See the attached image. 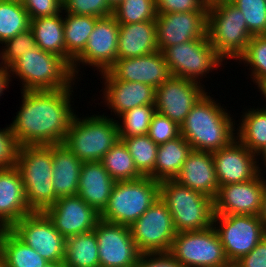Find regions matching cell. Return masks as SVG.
<instances>
[{"mask_svg": "<svg viewBox=\"0 0 266 267\" xmlns=\"http://www.w3.org/2000/svg\"><path fill=\"white\" fill-rule=\"evenodd\" d=\"M107 71L116 80L140 82L154 88L172 76L165 56L159 50L136 58L117 59Z\"/></svg>", "mask_w": 266, "mask_h": 267, "instance_id": "cell-21", "label": "cell"}, {"mask_svg": "<svg viewBox=\"0 0 266 267\" xmlns=\"http://www.w3.org/2000/svg\"><path fill=\"white\" fill-rule=\"evenodd\" d=\"M207 36L215 51L225 60L238 59L253 37L242 11L229 0L208 3Z\"/></svg>", "mask_w": 266, "mask_h": 267, "instance_id": "cell-5", "label": "cell"}, {"mask_svg": "<svg viewBox=\"0 0 266 267\" xmlns=\"http://www.w3.org/2000/svg\"><path fill=\"white\" fill-rule=\"evenodd\" d=\"M175 180L192 190L215 199L219 185L212 153L192 150Z\"/></svg>", "mask_w": 266, "mask_h": 267, "instance_id": "cell-24", "label": "cell"}, {"mask_svg": "<svg viewBox=\"0 0 266 267\" xmlns=\"http://www.w3.org/2000/svg\"><path fill=\"white\" fill-rule=\"evenodd\" d=\"M62 14L80 16L107 17L112 15L113 8L106 0H64Z\"/></svg>", "mask_w": 266, "mask_h": 267, "instance_id": "cell-41", "label": "cell"}, {"mask_svg": "<svg viewBox=\"0 0 266 267\" xmlns=\"http://www.w3.org/2000/svg\"><path fill=\"white\" fill-rule=\"evenodd\" d=\"M108 117L75 114L63 144L82 162L101 161L120 139L117 120Z\"/></svg>", "mask_w": 266, "mask_h": 267, "instance_id": "cell-7", "label": "cell"}, {"mask_svg": "<svg viewBox=\"0 0 266 267\" xmlns=\"http://www.w3.org/2000/svg\"><path fill=\"white\" fill-rule=\"evenodd\" d=\"M168 253L183 267H224L229 264L214 226L177 233Z\"/></svg>", "mask_w": 266, "mask_h": 267, "instance_id": "cell-10", "label": "cell"}, {"mask_svg": "<svg viewBox=\"0 0 266 267\" xmlns=\"http://www.w3.org/2000/svg\"><path fill=\"white\" fill-rule=\"evenodd\" d=\"M241 116L236 139L257 155L266 145V107L247 109Z\"/></svg>", "mask_w": 266, "mask_h": 267, "instance_id": "cell-32", "label": "cell"}, {"mask_svg": "<svg viewBox=\"0 0 266 267\" xmlns=\"http://www.w3.org/2000/svg\"><path fill=\"white\" fill-rule=\"evenodd\" d=\"M15 167L23 180L25 199L32 212H44L58 197L52 180L53 145L18 147Z\"/></svg>", "mask_w": 266, "mask_h": 267, "instance_id": "cell-3", "label": "cell"}, {"mask_svg": "<svg viewBox=\"0 0 266 267\" xmlns=\"http://www.w3.org/2000/svg\"><path fill=\"white\" fill-rule=\"evenodd\" d=\"M72 85L68 88L23 91L22 105L9 125L18 147L63 144L76 114L72 109Z\"/></svg>", "mask_w": 266, "mask_h": 267, "instance_id": "cell-1", "label": "cell"}, {"mask_svg": "<svg viewBox=\"0 0 266 267\" xmlns=\"http://www.w3.org/2000/svg\"><path fill=\"white\" fill-rule=\"evenodd\" d=\"M3 59L9 67L14 61L25 55L26 52L37 47L34 34L30 28L17 34L14 38L8 39L3 43Z\"/></svg>", "mask_w": 266, "mask_h": 267, "instance_id": "cell-42", "label": "cell"}, {"mask_svg": "<svg viewBox=\"0 0 266 267\" xmlns=\"http://www.w3.org/2000/svg\"><path fill=\"white\" fill-rule=\"evenodd\" d=\"M61 13L63 10L54 16L30 19V29L34 34L37 47L56 54L66 61L64 17Z\"/></svg>", "mask_w": 266, "mask_h": 267, "instance_id": "cell-29", "label": "cell"}, {"mask_svg": "<svg viewBox=\"0 0 266 267\" xmlns=\"http://www.w3.org/2000/svg\"><path fill=\"white\" fill-rule=\"evenodd\" d=\"M10 230L48 262L63 263L66 239L44 212H31L16 222Z\"/></svg>", "mask_w": 266, "mask_h": 267, "instance_id": "cell-13", "label": "cell"}, {"mask_svg": "<svg viewBox=\"0 0 266 267\" xmlns=\"http://www.w3.org/2000/svg\"><path fill=\"white\" fill-rule=\"evenodd\" d=\"M159 198L171 212L177 233L213 226L214 199L207 195L170 179L160 182Z\"/></svg>", "mask_w": 266, "mask_h": 267, "instance_id": "cell-6", "label": "cell"}, {"mask_svg": "<svg viewBox=\"0 0 266 267\" xmlns=\"http://www.w3.org/2000/svg\"><path fill=\"white\" fill-rule=\"evenodd\" d=\"M191 151L190 144L182 135L160 144L157 149L154 174L151 178L159 182L175 179Z\"/></svg>", "mask_w": 266, "mask_h": 267, "instance_id": "cell-28", "label": "cell"}, {"mask_svg": "<svg viewBox=\"0 0 266 267\" xmlns=\"http://www.w3.org/2000/svg\"><path fill=\"white\" fill-rule=\"evenodd\" d=\"M157 47H167L207 36V11L158 14L155 19Z\"/></svg>", "mask_w": 266, "mask_h": 267, "instance_id": "cell-18", "label": "cell"}, {"mask_svg": "<svg viewBox=\"0 0 266 267\" xmlns=\"http://www.w3.org/2000/svg\"><path fill=\"white\" fill-rule=\"evenodd\" d=\"M112 15L119 24L155 20L156 0H122L113 8Z\"/></svg>", "mask_w": 266, "mask_h": 267, "instance_id": "cell-37", "label": "cell"}, {"mask_svg": "<svg viewBox=\"0 0 266 267\" xmlns=\"http://www.w3.org/2000/svg\"><path fill=\"white\" fill-rule=\"evenodd\" d=\"M157 14L207 11L206 0H156Z\"/></svg>", "mask_w": 266, "mask_h": 267, "instance_id": "cell-44", "label": "cell"}, {"mask_svg": "<svg viewBox=\"0 0 266 267\" xmlns=\"http://www.w3.org/2000/svg\"><path fill=\"white\" fill-rule=\"evenodd\" d=\"M8 68L10 76L20 78L23 91L64 89L79 78L74 77L71 66L62 57L39 47L26 52Z\"/></svg>", "mask_w": 266, "mask_h": 267, "instance_id": "cell-4", "label": "cell"}, {"mask_svg": "<svg viewBox=\"0 0 266 267\" xmlns=\"http://www.w3.org/2000/svg\"><path fill=\"white\" fill-rule=\"evenodd\" d=\"M258 89L261 92V95H263L264 99L266 100V82H264Z\"/></svg>", "mask_w": 266, "mask_h": 267, "instance_id": "cell-54", "label": "cell"}, {"mask_svg": "<svg viewBox=\"0 0 266 267\" xmlns=\"http://www.w3.org/2000/svg\"><path fill=\"white\" fill-rule=\"evenodd\" d=\"M0 70H4V69H9L8 66L6 65L4 59H3V49L0 51Z\"/></svg>", "mask_w": 266, "mask_h": 267, "instance_id": "cell-52", "label": "cell"}, {"mask_svg": "<svg viewBox=\"0 0 266 267\" xmlns=\"http://www.w3.org/2000/svg\"><path fill=\"white\" fill-rule=\"evenodd\" d=\"M63 16L66 62L72 67L73 61L84 51L99 18L69 13Z\"/></svg>", "mask_w": 266, "mask_h": 267, "instance_id": "cell-31", "label": "cell"}, {"mask_svg": "<svg viewBox=\"0 0 266 267\" xmlns=\"http://www.w3.org/2000/svg\"><path fill=\"white\" fill-rule=\"evenodd\" d=\"M213 226L229 263L248 254L266 236L260 217L254 215L214 214Z\"/></svg>", "mask_w": 266, "mask_h": 267, "instance_id": "cell-12", "label": "cell"}, {"mask_svg": "<svg viewBox=\"0 0 266 267\" xmlns=\"http://www.w3.org/2000/svg\"><path fill=\"white\" fill-rule=\"evenodd\" d=\"M224 267H236V265L234 263H229L228 265H226Z\"/></svg>", "mask_w": 266, "mask_h": 267, "instance_id": "cell-56", "label": "cell"}, {"mask_svg": "<svg viewBox=\"0 0 266 267\" xmlns=\"http://www.w3.org/2000/svg\"><path fill=\"white\" fill-rule=\"evenodd\" d=\"M133 157L138 172L143 177L154 174L158 144L147 134L136 137H119Z\"/></svg>", "mask_w": 266, "mask_h": 267, "instance_id": "cell-36", "label": "cell"}, {"mask_svg": "<svg viewBox=\"0 0 266 267\" xmlns=\"http://www.w3.org/2000/svg\"><path fill=\"white\" fill-rule=\"evenodd\" d=\"M205 93L204 84L171 76L156 88V112L180 126Z\"/></svg>", "mask_w": 266, "mask_h": 267, "instance_id": "cell-16", "label": "cell"}, {"mask_svg": "<svg viewBox=\"0 0 266 267\" xmlns=\"http://www.w3.org/2000/svg\"><path fill=\"white\" fill-rule=\"evenodd\" d=\"M120 26L113 15L96 21L84 51L73 61L72 72L76 78L80 63L96 68L100 73L107 71L117 60L118 34Z\"/></svg>", "mask_w": 266, "mask_h": 267, "instance_id": "cell-15", "label": "cell"}, {"mask_svg": "<svg viewBox=\"0 0 266 267\" xmlns=\"http://www.w3.org/2000/svg\"><path fill=\"white\" fill-rule=\"evenodd\" d=\"M82 163L64 144L53 145L52 185L58 198L78 194Z\"/></svg>", "mask_w": 266, "mask_h": 267, "instance_id": "cell-27", "label": "cell"}, {"mask_svg": "<svg viewBox=\"0 0 266 267\" xmlns=\"http://www.w3.org/2000/svg\"><path fill=\"white\" fill-rule=\"evenodd\" d=\"M31 212L18 169L15 166L0 169V229H10Z\"/></svg>", "mask_w": 266, "mask_h": 267, "instance_id": "cell-23", "label": "cell"}, {"mask_svg": "<svg viewBox=\"0 0 266 267\" xmlns=\"http://www.w3.org/2000/svg\"><path fill=\"white\" fill-rule=\"evenodd\" d=\"M119 26L117 59L136 58L158 51L155 20Z\"/></svg>", "mask_w": 266, "mask_h": 267, "instance_id": "cell-26", "label": "cell"}, {"mask_svg": "<svg viewBox=\"0 0 266 267\" xmlns=\"http://www.w3.org/2000/svg\"><path fill=\"white\" fill-rule=\"evenodd\" d=\"M96 234L100 267H135L141 255L129 226L99 220Z\"/></svg>", "mask_w": 266, "mask_h": 267, "instance_id": "cell-14", "label": "cell"}, {"mask_svg": "<svg viewBox=\"0 0 266 267\" xmlns=\"http://www.w3.org/2000/svg\"><path fill=\"white\" fill-rule=\"evenodd\" d=\"M207 93L193 106L180 125V135L192 150L212 153L236 139V127L227 109Z\"/></svg>", "mask_w": 266, "mask_h": 267, "instance_id": "cell-2", "label": "cell"}, {"mask_svg": "<svg viewBox=\"0 0 266 267\" xmlns=\"http://www.w3.org/2000/svg\"><path fill=\"white\" fill-rule=\"evenodd\" d=\"M260 172L252 180L222 185L214 199V214L259 216L266 179Z\"/></svg>", "mask_w": 266, "mask_h": 267, "instance_id": "cell-17", "label": "cell"}, {"mask_svg": "<svg viewBox=\"0 0 266 267\" xmlns=\"http://www.w3.org/2000/svg\"><path fill=\"white\" fill-rule=\"evenodd\" d=\"M256 156H258L257 157L258 161L260 159L259 157L261 156V159H263L262 160L263 162H261V163H264L263 165H265V167H266V145L263 147V149ZM265 172H266V170L263 173H265Z\"/></svg>", "mask_w": 266, "mask_h": 267, "instance_id": "cell-51", "label": "cell"}, {"mask_svg": "<svg viewBox=\"0 0 266 267\" xmlns=\"http://www.w3.org/2000/svg\"><path fill=\"white\" fill-rule=\"evenodd\" d=\"M163 54L172 76L199 84L200 79L223 66L224 59L215 51L208 36L167 47ZM216 68V69H215Z\"/></svg>", "mask_w": 266, "mask_h": 267, "instance_id": "cell-9", "label": "cell"}, {"mask_svg": "<svg viewBox=\"0 0 266 267\" xmlns=\"http://www.w3.org/2000/svg\"><path fill=\"white\" fill-rule=\"evenodd\" d=\"M236 267H266V236L248 254L234 262Z\"/></svg>", "mask_w": 266, "mask_h": 267, "instance_id": "cell-47", "label": "cell"}, {"mask_svg": "<svg viewBox=\"0 0 266 267\" xmlns=\"http://www.w3.org/2000/svg\"><path fill=\"white\" fill-rule=\"evenodd\" d=\"M147 135L158 145L173 140L180 135V126L159 113L152 117Z\"/></svg>", "mask_w": 266, "mask_h": 267, "instance_id": "cell-43", "label": "cell"}, {"mask_svg": "<svg viewBox=\"0 0 266 267\" xmlns=\"http://www.w3.org/2000/svg\"><path fill=\"white\" fill-rule=\"evenodd\" d=\"M63 264L67 267H100L98 244L94 231L66 239Z\"/></svg>", "mask_w": 266, "mask_h": 267, "instance_id": "cell-33", "label": "cell"}, {"mask_svg": "<svg viewBox=\"0 0 266 267\" xmlns=\"http://www.w3.org/2000/svg\"><path fill=\"white\" fill-rule=\"evenodd\" d=\"M129 227L141 254L169 252L177 234L171 212L160 198Z\"/></svg>", "mask_w": 266, "mask_h": 267, "instance_id": "cell-11", "label": "cell"}, {"mask_svg": "<svg viewBox=\"0 0 266 267\" xmlns=\"http://www.w3.org/2000/svg\"><path fill=\"white\" fill-rule=\"evenodd\" d=\"M115 182L101 161L83 162L77 195L101 213L108 203Z\"/></svg>", "mask_w": 266, "mask_h": 267, "instance_id": "cell-25", "label": "cell"}, {"mask_svg": "<svg viewBox=\"0 0 266 267\" xmlns=\"http://www.w3.org/2000/svg\"><path fill=\"white\" fill-rule=\"evenodd\" d=\"M26 9L29 19L54 16L63 10L61 0H20Z\"/></svg>", "mask_w": 266, "mask_h": 267, "instance_id": "cell-45", "label": "cell"}, {"mask_svg": "<svg viewBox=\"0 0 266 267\" xmlns=\"http://www.w3.org/2000/svg\"><path fill=\"white\" fill-rule=\"evenodd\" d=\"M264 228L266 230V182H265V188H264V193H263V200H262V207H261V212L259 215Z\"/></svg>", "mask_w": 266, "mask_h": 267, "instance_id": "cell-50", "label": "cell"}, {"mask_svg": "<svg viewBox=\"0 0 266 267\" xmlns=\"http://www.w3.org/2000/svg\"><path fill=\"white\" fill-rule=\"evenodd\" d=\"M100 75L105 86L102 98L111 112L118 117L137 106L155 105L156 88L153 86L116 80L108 71Z\"/></svg>", "mask_w": 266, "mask_h": 267, "instance_id": "cell-22", "label": "cell"}, {"mask_svg": "<svg viewBox=\"0 0 266 267\" xmlns=\"http://www.w3.org/2000/svg\"><path fill=\"white\" fill-rule=\"evenodd\" d=\"M250 66V78L259 88L266 82V35L253 36L245 52L236 60ZM247 64V65H246Z\"/></svg>", "mask_w": 266, "mask_h": 267, "instance_id": "cell-39", "label": "cell"}, {"mask_svg": "<svg viewBox=\"0 0 266 267\" xmlns=\"http://www.w3.org/2000/svg\"><path fill=\"white\" fill-rule=\"evenodd\" d=\"M0 258L4 267H44L48 262L10 229H0Z\"/></svg>", "mask_w": 266, "mask_h": 267, "instance_id": "cell-30", "label": "cell"}, {"mask_svg": "<svg viewBox=\"0 0 266 267\" xmlns=\"http://www.w3.org/2000/svg\"><path fill=\"white\" fill-rule=\"evenodd\" d=\"M212 155L219 187L252 180L262 171L256 154L237 139Z\"/></svg>", "mask_w": 266, "mask_h": 267, "instance_id": "cell-20", "label": "cell"}, {"mask_svg": "<svg viewBox=\"0 0 266 267\" xmlns=\"http://www.w3.org/2000/svg\"><path fill=\"white\" fill-rule=\"evenodd\" d=\"M18 145L10 127L0 128V169L15 166Z\"/></svg>", "mask_w": 266, "mask_h": 267, "instance_id": "cell-46", "label": "cell"}, {"mask_svg": "<svg viewBox=\"0 0 266 267\" xmlns=\"http://www.w3.org/2000/svg\"><path fill=\"white\" fill-rule=\"evenodd\" d=\"M109 5L114 8L119 2H121L122 0H106Z\"/></svg>", "mask_w": 266, "mask_h": 267, "instance_id": "cell-55", "label": "cell"}, {"mask_svg": "<svg viewBox=\"0 0 266 267\" xmlns=\"http://www.w3.org/2000/svg\"><path fill=\"white\" fill-rule=\"evenodd\" d=\"M44 213L65 239L93 231L100 220V213L78 195L59 197Z\"/></svg>", "mask_w": 266, "mask_h": 267, "instance_id": "cell-19", "label": "cell"}, {"mask_svg": "<svg viewBox=\"0 0 266 267\" xmlns=\"http://www.w3.org/2000/svg\"><path fill=\"white\" fill-rule=\"evenodd\" d=\"M0 267H4L1 258H0Z\"/></svg>", "mask_w": 266, "mask_h": 267, "instance_id": "cell-57", "label": "cell"}, {"mask_svg": "<svg viewBox=\"0 0 266 267\" xmlns=\"http://www.w3.org/2000/svg\"><path fill=\"white\" fill-rule=\"evenodd\" d=\"M240 9L253 36L266 35V0H229Z\"/></svg>", "mask_w": 266, "mask_h": 267, "instance_id": "cell-40", "label": "cell"}, {"mask_svg": "<svg viewBox=\"0 0 266 267\" xmlns=\"http://www.w3.org/2000/svg\"><path fill=\"white\" fill-rule=\"evenodd\" d=\"M101 162L115 181H132L143 177L138 172L133 157L121 139L105 153Z\"/></svg>", "mask_w": 266, "mask_h": 267, "instance_id": "cell-34", "label": "cell"}, {"mask_svg": "<svg viewBox=\"0 0 266 267\" xmlns=\"http://www.w3.org/2000/svg\"><path fill=\"white\" fill-rule=\"evenodd\" d=\"M206 1H207V3H211V2L217 1V0H206Z\"/></svg>", "mask_w": 266, "mask_h": 267, "instance_id": "cell-58", "label": "cell"}, {"mask_svg": "<svg viewBox=\"0 0 266 267\" xmlns=\"http://www.w3.org/2000/svg\"><path fill=\"white\" fill-rule=\"evenodd\" d=\"M156 113L155 105H141L121 114L117 120L119 137H136L148 133L153 115Z\"/></svg>", "mask_w": 266, "mask_h": 267, "instance_id": "cell-38", "label": "cell"}, {"mask_svg": "<svg viewBox=\"0 0 266 267\" xmlns=\"http://www.w3.org/2000/svg\"><path fill=\"white\" fill-rule=\"evenodd\" d=\"M135 267H183L168 252L141 254Z\"/></svg>", "mask_w": 266, "mask_h": 267, "instance_id": "cell-48", "label": "cell"}, {"mask_svg": "<svg viewBox=\"0 0 266 267\" xmlns=\"http://www.w3.org/2000/svg\"><path fill=\"white\" fill-rule=\"evenodd\" d=\"M30 28V19L20 0H0V44Z\"/></svg>", "mask_w": 266, "mask_h": 267, "instance_id": "cell-35", "label": "cell"}, {"mask_svg": "<svg viewBox=\"0 0 266 267\" xmlns=\"http://www.w3.org/2000/svg\"><path fill=\"white\" fill-rule=\"evenodd\" d=\"M12 76H10V72L9 69H4V70H0V97L4 94V90H6L7 88H9V84L11 79L10 78Z\"/></svg>", "mask_w": 266, "mask_h": 267, "instance_id": "cell-49", "label": "cell"}, {"mask_svg": "<svg viewBox=\"0 0 266 267\" xmlns=\"http://www.w3.org/2000/svg\"><path fill=\"white\" fill-rule=\"evenodd\" d=\"M159 184L151 177L116 181L100 219L131 226L159 198Z\"/></svg>", "mask_w": 266, "mask_h": 267, "instance_id": "cell-8", "label": "cell"}, {"mask_svg": "<svg viewBox=\"0 0 266 267\" xmlns=\"http://www.w3.org/2000/svg\"><path fill=\"white\" fill-rule=\"evenodd\" d=\"M44 267H67L65 264H59L57 262H47Z\"/></svg>", "mask_w": 266, "mask_h": 267, "instance_id": "cell-53", "label": "cell"}]
</instances>
